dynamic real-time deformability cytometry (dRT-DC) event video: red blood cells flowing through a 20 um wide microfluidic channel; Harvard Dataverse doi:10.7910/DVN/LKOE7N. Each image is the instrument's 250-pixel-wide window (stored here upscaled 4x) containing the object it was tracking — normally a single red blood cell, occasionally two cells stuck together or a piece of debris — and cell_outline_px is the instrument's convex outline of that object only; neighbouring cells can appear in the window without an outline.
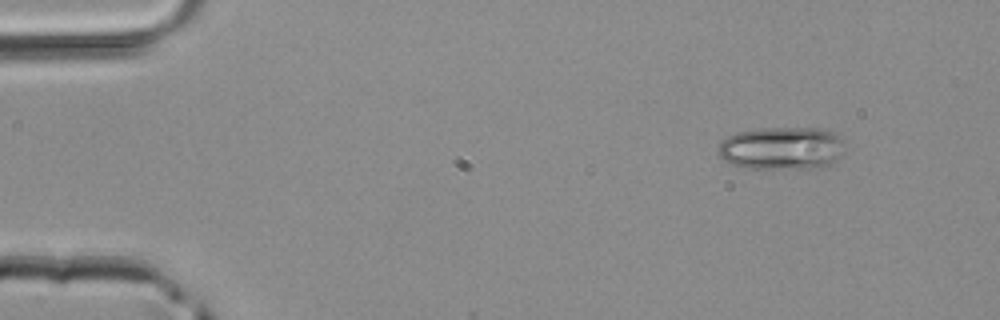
{"species": "common noctule bat (a hibernating species)", "species_latin": "Nyctalus noctula", "temperature_condition": "room temperature", "stored_images_in_passage": 3, "camera_frame_rate_fps": 3000, "um_per_image_px": 0.085, "animal": {"sex": "male", "body_mass_g": 20.4}, "frame": {"image": 1, "passage_image": 1, "time_ms": 0.0, "image_size_px": [1000, 320], "cell_outline_px": [[844, 152], [840, 156], [824, 168], [748, 168], [732, 164], [724, 160], [720, 156], [716, 148], [720, 140], [736, 132], [760, 128], [824, 128], [836, 132], [844, 140]], "centroid_in_image_um": [66.47, 12.58], "position_along_channel_um": 18.5, "area_um2": 32.19}}